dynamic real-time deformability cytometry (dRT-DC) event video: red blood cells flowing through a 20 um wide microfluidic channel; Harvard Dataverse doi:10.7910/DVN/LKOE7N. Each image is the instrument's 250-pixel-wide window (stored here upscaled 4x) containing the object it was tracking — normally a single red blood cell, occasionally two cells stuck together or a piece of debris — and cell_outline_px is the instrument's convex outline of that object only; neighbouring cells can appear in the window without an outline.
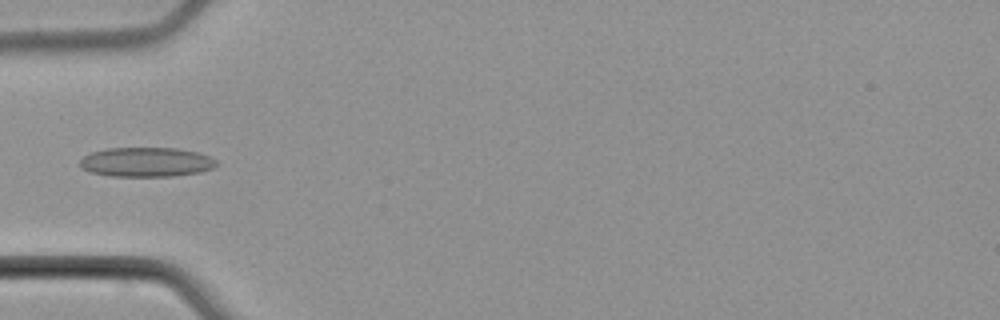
{"species": "common noctule bat (a hibernating species)", "species_latin": "Nyctalus noctula", "temperature_condition": "cold", "stored_images_in_passage": 5, "camera_frame_rate_fps": 3000, "um_per_image_px": 0.085, "animal": {"sex": "male", "body_mass_g": 21.5, "forearm_length_mm": 52.0}, "frame": {"image": 1, "passage_image": 5, "time_ms": 5.333, "image_size_px": [1000, 320], "cell_outline_px": [[220, 164], [212, 168], [200, 172], [172, 176], [108, 176], [88, 172], [80, 168], [80, 160], [84, 156], [92, 152], [108, 148], [176, 148], [200, 152], [216, 160]], "centroid_in_image_um": [12.43, 13.78], "position_along_channel_um": 72.6, "area_um2": 23.64}}